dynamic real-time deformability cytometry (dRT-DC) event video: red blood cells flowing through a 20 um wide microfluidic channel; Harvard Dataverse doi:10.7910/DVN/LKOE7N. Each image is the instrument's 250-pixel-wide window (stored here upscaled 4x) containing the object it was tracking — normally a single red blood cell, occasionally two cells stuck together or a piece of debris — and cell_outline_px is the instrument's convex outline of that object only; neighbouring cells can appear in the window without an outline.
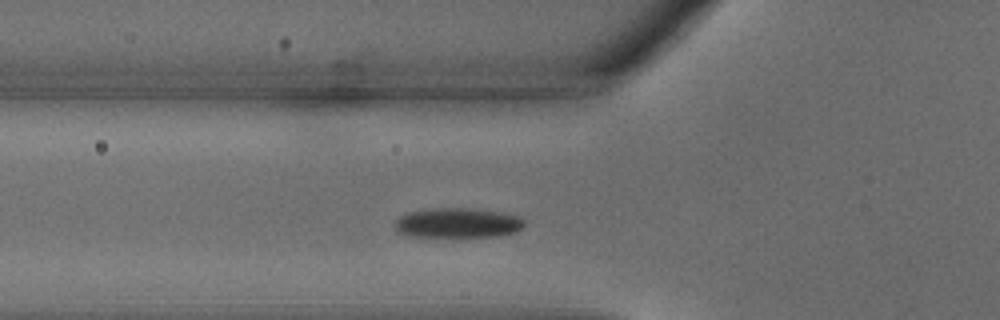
{"species": "common noctule bat (a hibernating species)", "species_latin": "Nyctalus noctula", "temperature_condition": "warm", "stored_images_in_passage": 27, "camera_frame_rate_fps": 3000, "um_per_image_px": 0.085, "animal": {"sex": "male", "body_mass_g": 18.8}, "frame": {"image": 1, "passage_image": 6, "time_ms": 1.667, "image_size_px": [1000, 320], "cell_outline_px": [[524, 224], [516, 232], [500, 236], [408, 236], [396, 232], [396, 220], [400, 216], [412, 212], [432, 208], [468, 208], [504, 212], [520, 216], [524, 220]], "centroid_in_image_um": [38.94, 18.94], "position_along_channel_um": 86.9, "area_um2": 22.43}}
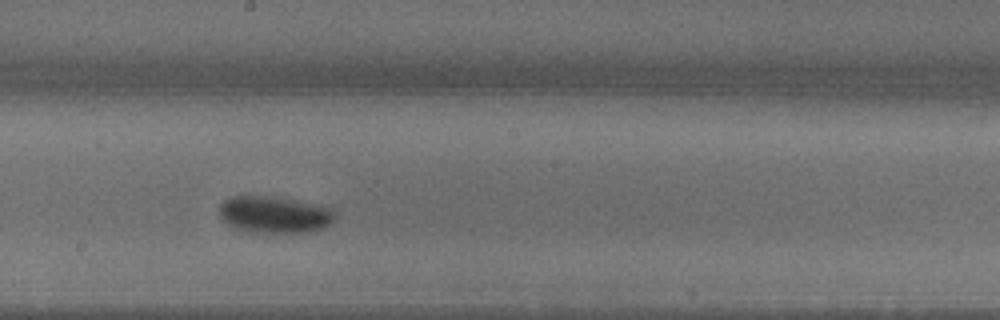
{"frame": {"image": 2, "passage_image": 13, "time_ms": 4.0, "image_size_px": [1000, 320], "cell_outline_px": [[336, 216], [328, 224], [320, 228], [308, 232], [248, 232], [236, 228], [228, 224], [220, 216], [220, 204], [224, 200], [232, 196], [260, 196], [292, 200], [332, 208], [336, 212]], "centroid_in_image_um": [23.3, 18.25], "position_along_channel_um": 224.9, "area_um2": 24.28}}
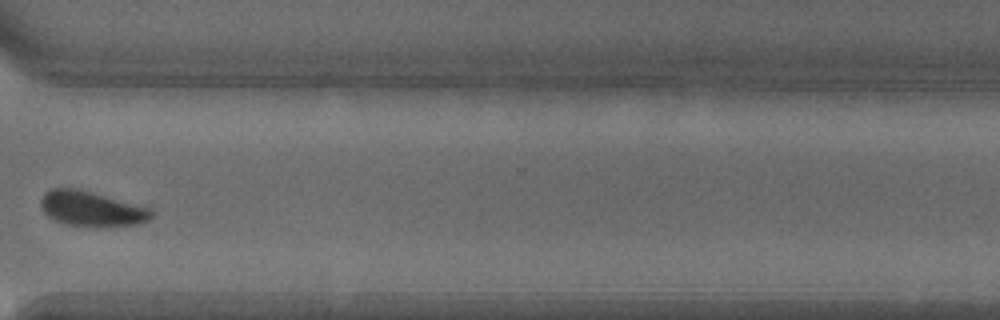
{"frame": {"image": 3, "passage_image": 20, "time_ms": 6.333, "image_size_px": [1000, 320], "cell_outline_px": [[152, 216], [148, 220], [136, 224], [64, 224], [48, 216], [44, 212], [40, 204], [40, 200], [44, 192], [52, 188], [76, 188], [92, 192], [152, 208]], "centroid_in_image_um": [7.74, 17.69], "position_along_channel_um": 362.9, "area_um2": 21.79}}